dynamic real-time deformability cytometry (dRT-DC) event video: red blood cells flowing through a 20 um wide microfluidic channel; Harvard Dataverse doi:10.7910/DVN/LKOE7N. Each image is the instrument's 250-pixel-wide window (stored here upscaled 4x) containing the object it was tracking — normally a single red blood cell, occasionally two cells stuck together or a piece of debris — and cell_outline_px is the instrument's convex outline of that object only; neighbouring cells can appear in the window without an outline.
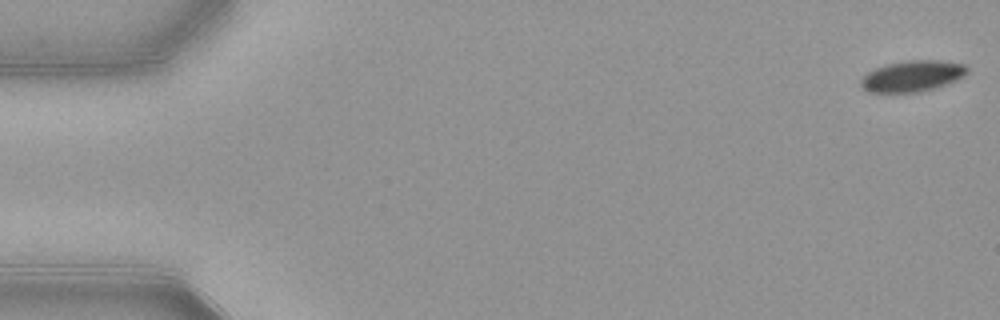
{"species": "common noctule bat (a hibernating species)", "species_latin": "Nyctalus noctula", "temperature_condition": "warm", "stored_images_in_passage": 7, "camera_frame_rate_fps": 3000, "um_per_image_px": 0.085, "animal": {"sex": "female", "body_mass_g": 21.9}, "frame": {"image": 1, "passage_image": 1, "time_ms": 0.0, "image_size_px": [1000, 320], "cell_outline_px": [[968, 72], [956, 80], [932, 88], [916, 92], [868, 92], [860, 84], [860, 80], [868, 72], [876, 68], [888, 64], [908, 60], [936, 60], [964, 64], [968, 68]], "centroid_in_image_um": [77.53, 6.46], "position_along_channel_um": 7.5, "area_um2": 18.84}}